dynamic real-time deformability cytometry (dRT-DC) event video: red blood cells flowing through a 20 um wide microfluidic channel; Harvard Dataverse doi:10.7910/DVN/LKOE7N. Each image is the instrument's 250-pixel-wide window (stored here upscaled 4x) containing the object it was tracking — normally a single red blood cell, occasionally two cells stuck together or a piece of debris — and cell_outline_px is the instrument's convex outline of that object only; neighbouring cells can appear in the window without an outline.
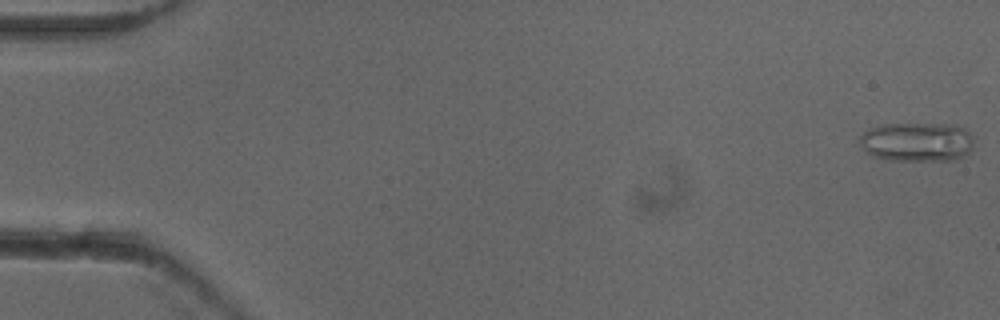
{"species": "common noctule bat (a hibernating species)", "species_latin": "Nyctalus noctula", "temperature_condition": "cold", "stored_images_in_passage": 53, "camera_frame_rate_fps": 3000, "um_per_image_px": 0.085, "animal": {"sex": "female"}, "frame": {"image": 1, "passage_image": 1, "time_ms": 0.0, "image_size_px": [1000, 320], "cell_outline_px": [[972, 148], [964, 156], [956, 160], [888, 160], [872, 156], [860, 144], [860, 136], [864, 132], [872, 128], [884, 124], [960, 124], [972, 136]], "centroid_in_image_um": [77.98, 12.06], "position_along_channel_um": 7.0, "area_um2": 26.13}}
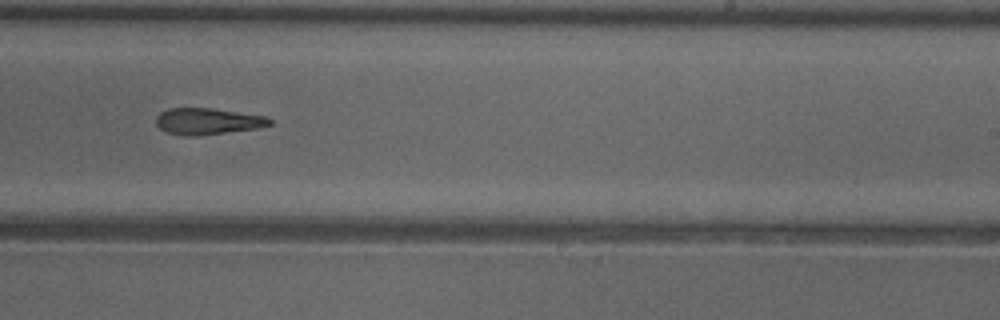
{"frame": {"image": 2, "passage_image": 33, "time_ms": 10.667, "image_size_px": [1000, 320], "cell_outline_px": [[272, 124], [256, 128], [200, 136], [184, 136], [164, 132], [156, 124], [156, 116], [160, 112], [168, 108], [212, 108], [264, 116], [272, 120]], "centroid_in_image_um": [17.59, 10.32], "position_along_channel_um": 271.4, "area_um2": 17.57}}
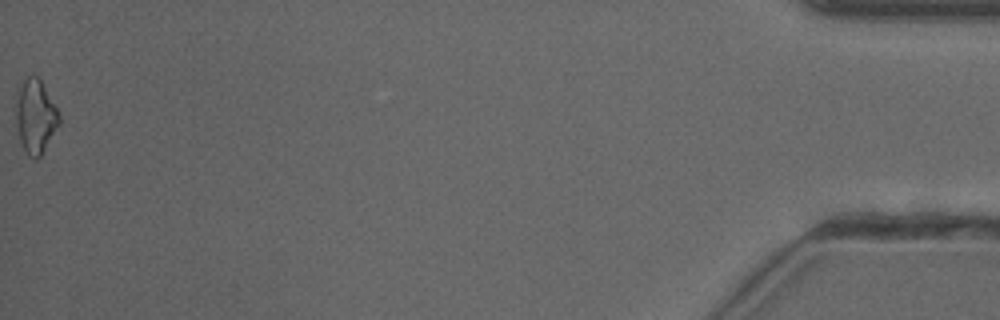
{"frame": {"image": 3, "passage_image": 53, "time_ms": 17.333, "image_size_px": [1000, 320], "cell_outline_px": [[60, 124], [40, 156], [36, 160], [28, 156], [20, 140], [16, 124], [16, 104], [20, 88], [24, 80], [28, 76], [36, 76], [40, 80], [60, 112]], "centroid_in_image_um": [3.04, 9.93], "position_along_channel_um": 432.2, "area_um2": 18.32}}